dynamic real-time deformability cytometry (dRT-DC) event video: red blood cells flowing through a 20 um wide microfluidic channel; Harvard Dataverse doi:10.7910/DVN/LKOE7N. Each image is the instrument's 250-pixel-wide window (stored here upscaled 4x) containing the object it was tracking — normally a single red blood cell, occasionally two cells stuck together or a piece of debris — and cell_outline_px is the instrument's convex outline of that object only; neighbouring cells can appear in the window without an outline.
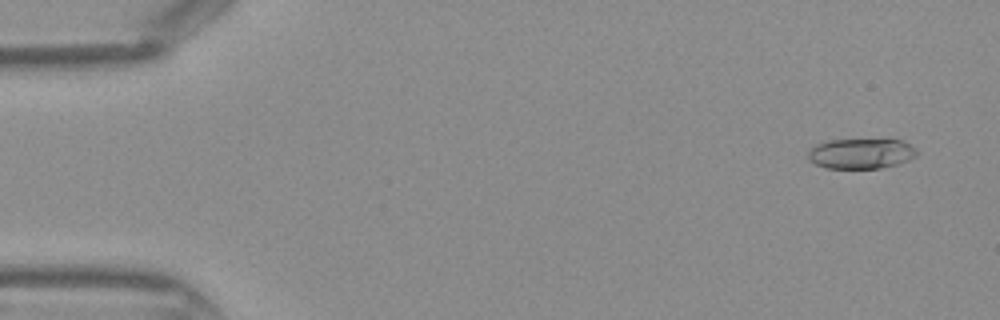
{"species": "Egyptian fruit bat (a non-hibernating species)", "species_latin": "Rousettus aegyptiacus", "temperature_condition": "warm", "stored_images_in_passage": 44, "camera_frame_rate_fps": 3000, "um_per_image_px": 0.085, "frame": {"image": 1, "passage_image": 3, "time_ms": 0.667, "image_size_px": [1000, 320], "cell_outline_px": [[916, 156], [908, 160], [896, 164], [880, 168], [828, 168], [816, 164], [808, 160], [808, 152], [816, 144], [828, 140], [904, 140], [916, 148]], "centroid_in_image_um": [73.19, 13.05], "position_along_channel_um": 11.8, "area_um2": 19.02}}
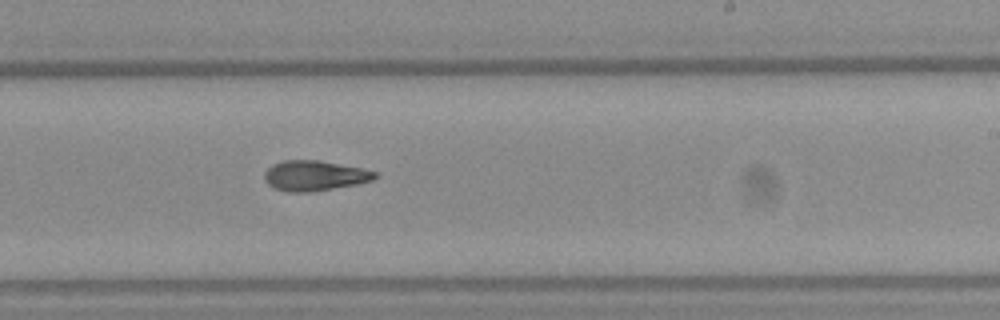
{"frame": {"image": 2, "passage_image": 27, "time_ms": 8.667, "image_size_px": [1000, 320], "cell_outline_px": [[380, 176], [372, 180], [360, 184], [308, 192], [288, 192], [272, 188], [264, 180], [264, 172], [272, 164], [284, 160], [316, 160], [360, 168], [376, 172]], "centroid_in_image_um": [26.71, 14.94], "position_along_channel_um": 262.3, "area_um2": 19.48}}
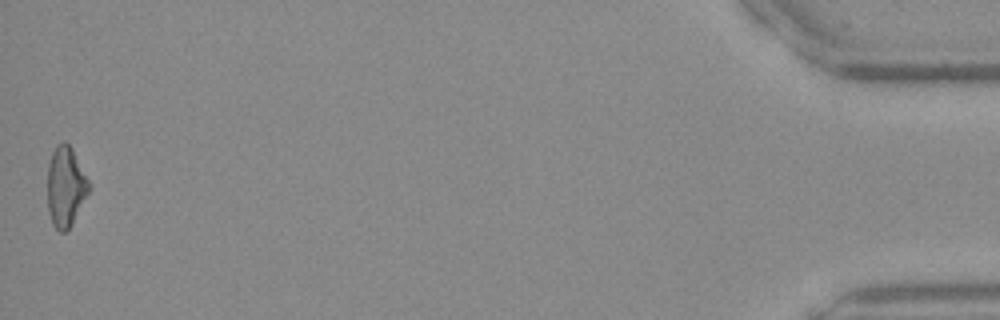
{"frame": {"image": 3, "passage_image": 44, "time_ms": 14.333, "image_size_px": [1000, 320], "cell_outline_px": [[92, 188], [72, 224], [64, 232], [60, 232], [52, 224], [48, 212], [48, 164], [52, 152], [56, 144], [64, 140], [72, 148]], "centroid_in_image_um": [5.58, 15.86], "position_along_channel_um": 429.6, "area_um2": 19.48}}